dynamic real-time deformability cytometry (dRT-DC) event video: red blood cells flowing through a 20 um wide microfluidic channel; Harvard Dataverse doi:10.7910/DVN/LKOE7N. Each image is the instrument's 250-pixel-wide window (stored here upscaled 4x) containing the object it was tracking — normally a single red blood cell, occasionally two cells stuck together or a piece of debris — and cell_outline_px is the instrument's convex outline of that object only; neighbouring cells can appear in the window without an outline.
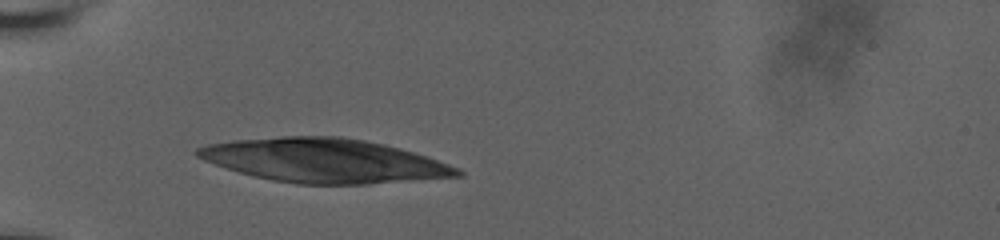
{"species": "human", "species_latin": "Homo sapiens", "temperature_condition": "room temperature", "stored_images_in_passage": 4, "camera_frame_rate_fps": 3000, "um_per_image_px": 0.085, "donor": {"sex": "male"}, "frame": {"image": 1, "passage_image": 1, "time_ms": 0.0, "image_size_px": [1000, 240], "cell_outline_px": [[464, 176], [368, 184], [296, 184], [272, 180], [252, 176], [204, 160], [196, 156], [192, 152], [196, 148], [208, 144], [232, 140], [280, 136], [340, 136], [364, 140], [384, 144], [400, 148], [460, 168], [464, 172]], "centroid_in_image_um": [27.54, 13.65], "position_along_channel_um": 57.5, "area_um2": 66.53}}